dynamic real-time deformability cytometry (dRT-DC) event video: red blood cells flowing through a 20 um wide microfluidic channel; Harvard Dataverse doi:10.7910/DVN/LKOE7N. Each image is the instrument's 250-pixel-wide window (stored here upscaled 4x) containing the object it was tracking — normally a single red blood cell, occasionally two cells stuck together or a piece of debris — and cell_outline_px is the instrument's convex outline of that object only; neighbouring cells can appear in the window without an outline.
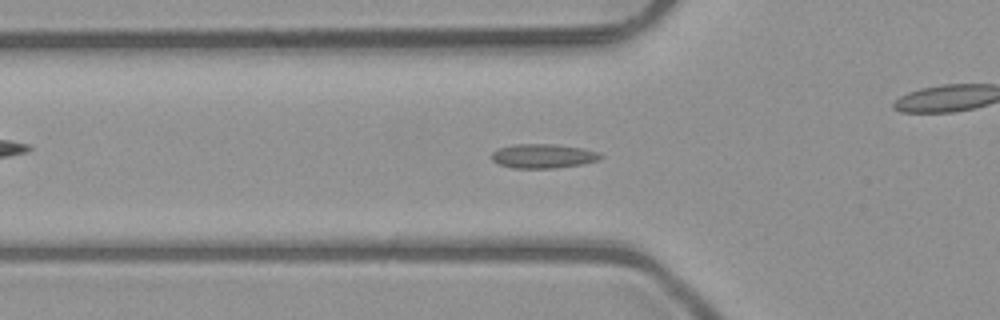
{"species": "common noctule bat (a hibernating species)", "species_latin": "Nyctalus noctula", "temperature_condition": "room temperature", "stored_images_in_passage": 52, "camera_frame_rate_fps": 3000, "um_per_image_px": 0.085, "animal": {"sex": "male", "body_mass_g": 23.1, "forearm_length_mm": 52.7}, "frame": {"image": 1, "passage_image": 18, "time_ms": 5.667, "image_size_px": [1000, 320], "cell_outline_px": [[604, 156], [600, 160], [580, 164], [556, 168], [512, 168], [500, 164], [492, 160], [492, 152], [500, 148], [516, 144], [552, 144], [584, 148], [600, 152]], "centroid_in_image_um": [46.22, 13.26], "position_along_channel_um": 79.6, "area_um2": 15.37}}
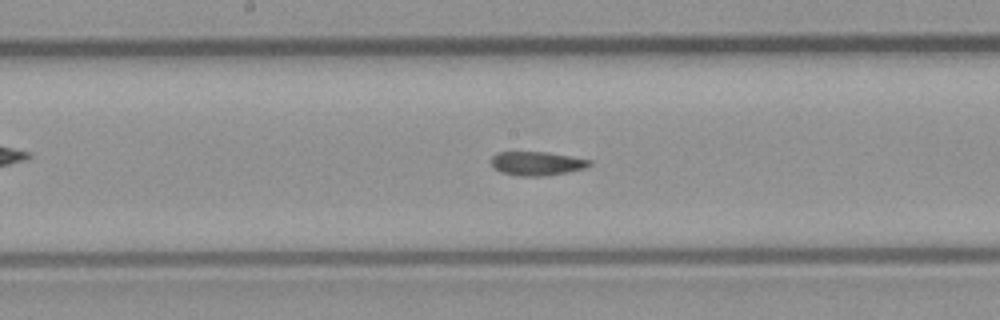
{"frame": {"image": 2, "passage_image": 27, "time_ms": 8.667, "image_size_px": [1000, 320], "cell_outline_px": [[592, 164], [584, 168], [544, 176], [516, 176], [500, 172], [492, 168], [492, 156], [496, 152], [548, 152], [592, 160]], "centroid_in_image_um": [45.59, 13.89], "position_along_channel_um": 202.6, "area_um2": 13.7}}
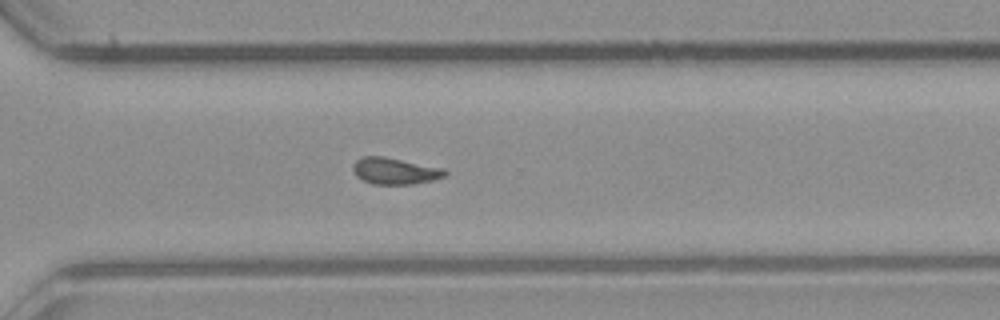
{"frame": {"image": 3, "passage_image": 37, "time_ms": 12.0, "image_size_px": [1000, 320], "cell_outline_px": [[448, 172], [444, 176], [432, 180], [412, 184], [372, 184], [356, 176], [352, 168], [352, 164], [356, 160], [364, 156], [384, 156], [444, 168]], "centroid_in_image_um": [33.55, 14.52], "position_along_channel_um": 337.0, "area_um2": 14.22}, "authors_computed_cell_mechanics": {"area_um2": 14.2188, "velocity_mm_per_s": 4.0499, "shape_relaxation_time_tau1_ms": null, "shape_relaxation_time_tau2_ms": 4.7042, "deformation_change_tau1": null, "deformation_change_tau2": 0.0803}}